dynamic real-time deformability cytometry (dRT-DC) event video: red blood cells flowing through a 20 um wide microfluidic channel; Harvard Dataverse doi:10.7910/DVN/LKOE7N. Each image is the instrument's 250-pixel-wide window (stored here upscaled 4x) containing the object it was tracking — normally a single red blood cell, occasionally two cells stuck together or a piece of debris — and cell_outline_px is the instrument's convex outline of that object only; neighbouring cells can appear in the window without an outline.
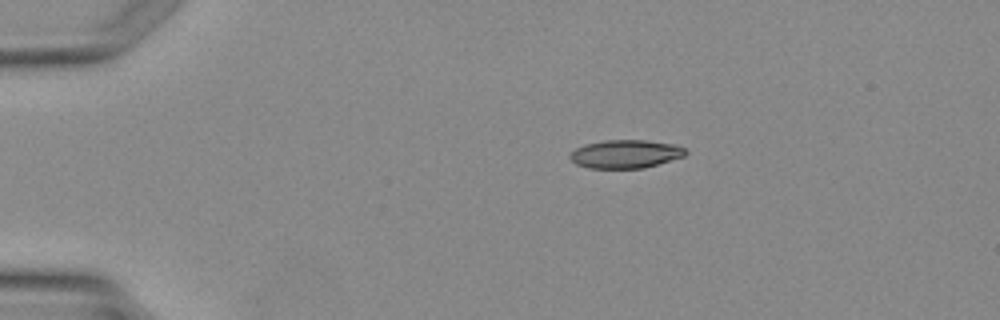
{"species": "Egyptian fruit bat (a non-hibernating species)", "species_latin": "Rousettus aegyptiacus", "temperature_condition": "warm", "stored_images_in_passage": 5, "camera_frame_rate_fps": 3000, "um_per_image_px": 0.085, "animal": {"sex": "female"}, "frame": {"image": 1, "passage_image": 5, "time_ms": 6.0, "image_size_px": [1000, 320], "cell_outline_px": [[688, 152], [684, 156], [644, 168], [588, 168], [576, 164], [568, 156], [576, 148], [584, 144], [604, 140], [644, 140], [672, 144], [684, 148]], "centroid_in_image_um": [53.14, 13.09], "position_along_channel_um": 31.9, "area_um2": 18.96}}